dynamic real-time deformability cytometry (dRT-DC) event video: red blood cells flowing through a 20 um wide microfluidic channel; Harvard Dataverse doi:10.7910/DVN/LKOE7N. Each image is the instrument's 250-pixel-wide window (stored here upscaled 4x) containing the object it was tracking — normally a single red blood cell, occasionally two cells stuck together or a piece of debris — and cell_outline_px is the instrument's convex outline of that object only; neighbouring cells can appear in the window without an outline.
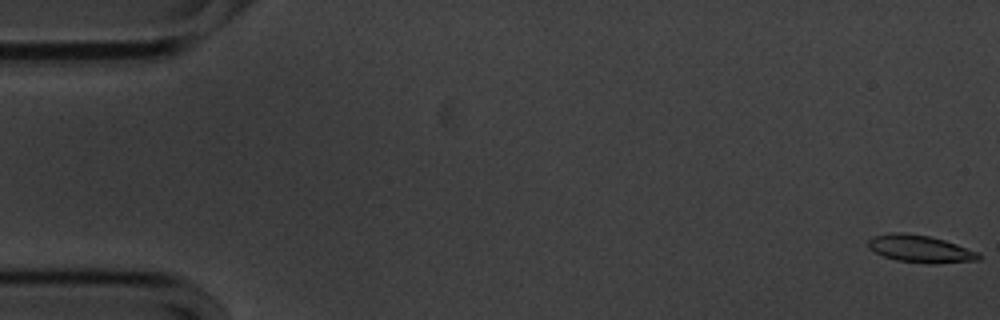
{"species": "common noctule bat (a hibernating species)", "species_latin": "Nyctalus noctula", "temperature_condition": "cold", "stored_images_in_passage": 14, "camera_frame_rate_fps": 3000, "um_per_image_px": 0.085, "animal": {"sex": "male", "body_mass_g": 20.1, "forearm_length_mm": 53.5}, "frame": {"image": 1, "passage_image": 1, "time_ms": 0.0, "image_size_px": [1000, 320], "cell_outline_px": [[980, 260], [936, 264], [928, 264], [896, 260], [884, 256], [868, 248], [868, 240], [872, 236], [892, 232], [904, 232], [928, 236], [944, 240], [980, 252]], "centroid_in_image_um": [78.23, 21.15], "position_along_channel_um": 6.8, "area_um2": 17.74}}